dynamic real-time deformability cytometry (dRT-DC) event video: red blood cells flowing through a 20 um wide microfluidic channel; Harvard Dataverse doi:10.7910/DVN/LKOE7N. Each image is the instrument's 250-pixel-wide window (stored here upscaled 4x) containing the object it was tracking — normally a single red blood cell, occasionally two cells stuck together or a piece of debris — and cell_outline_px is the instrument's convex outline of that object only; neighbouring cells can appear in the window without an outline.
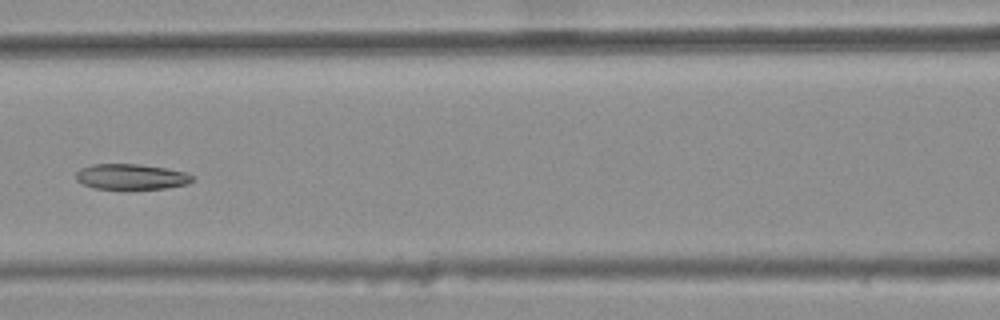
{"species": "common noctule bat (a hibernating species)", "species_latin": "Nyctalus noctula", "temperature_condition": "warm", "stored_images_in_passage": 6, "camera_frame_rate_fps": 3000, "um_per_image_px": 0.085, "animal": {"sex": "female", "body_mass_g": 25.1}, "frame": {"image": 1, "passage_image": 6, "time_ms": 1.667, "image_size_px": [1000, 320], "cell_outline_px": [[192, 180], [188, 184], [164, 188], [132, 192], [128, 192], [92, 188], [76, 180], [76, 172], [80, 168], [92, 164], [136, 164], [168, 168], [188, 172], [192, 176]], "centroid_in_image_um": [11.13, 15.07], "position_along_channel_um": 155.5, "area_um2": 18.26}}